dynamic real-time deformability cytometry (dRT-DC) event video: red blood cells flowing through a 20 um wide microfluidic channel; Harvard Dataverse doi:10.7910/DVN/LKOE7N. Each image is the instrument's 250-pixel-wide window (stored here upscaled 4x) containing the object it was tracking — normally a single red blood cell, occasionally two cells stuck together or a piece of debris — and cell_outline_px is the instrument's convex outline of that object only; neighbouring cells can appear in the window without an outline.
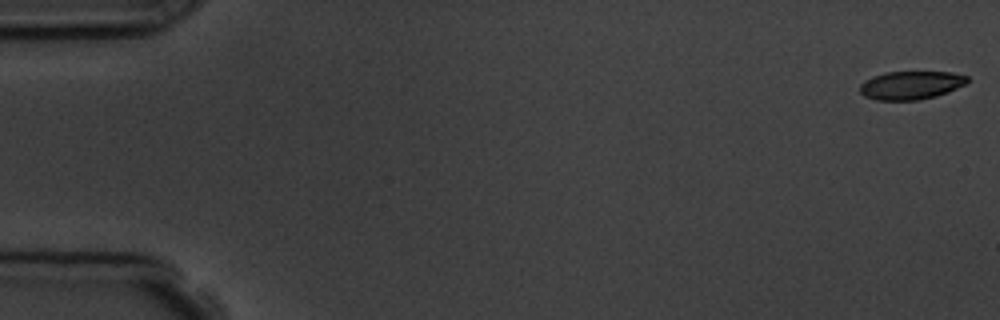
{"species": "common noctule bat (a hibernating species)", "species_latin": "Nyctalus noctula", "temperature_condition": "room temperature", "stored_images_in_passage": 5, "camera_frame_rate_fps": 3000, "um_per_image_px": 0.085, "animal": {"sex": "male", "body_mass_g": 19.5, "forearm_length_mm": 54.6}, "frame": {"image": 1, "passage_image": 1, "time_ms": 0.0, "image_size_px": [1000, 320], "cell_outline_px": [[968, 80], [964, 84], [948, 92], [936, 96], [916, 100], [876, 100], [864, 96], [860, 92], [860, 84], [864, 80], [872, 76], [884, 72], [952, 72], [968, 76]], "centroid_in_image_um": [77.39, 7.24], "position_along_channel_um": 7.6, "area_um2": 17.74}}
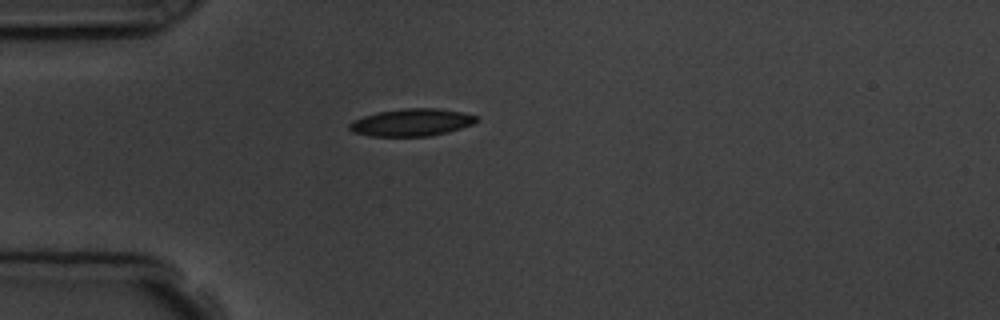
{"frame": {"image": 2, "passage_image": 5, "time_ms": 4.667, "image_size_px": [1000, 320], "cell_outline_px": [[480, 120], [472, 124], [448, 132], [428, 136], [368, 136], [352, 132], [348, 128], [348, 124], [352, 120], [376, 112], [404, 108], [436, 108], [464, 112], [476, 116]], "centroid_in_image_um": [34.96, 10.4], "position_along_channel_um": 50.0, "area_um2": 20.4}}